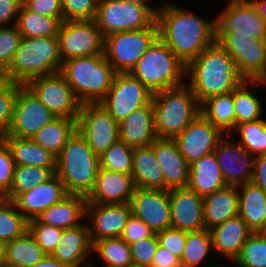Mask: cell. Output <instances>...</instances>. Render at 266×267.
Masks as SVG:
<instances>
[{
	"label": "cell",
	"instance_id": "cell-62",
	"mask_svg": "<svg viewBox=\"0 0 266 267\" xmlns=\"http://www.w3.org/2000/svg\"><path fill=\"white\" fill-rule=\"evenodd\" d=\"M4 251H5V244L0 242V267H5Z\"/></svg>",
	"mask_w": 266,
	"mask_h": 267
},
{
	"label": "cell",
	"instance_id": "cell-36",
	"mask_svg": "<svg viewBox=\"0 0 266 267\" xmlns=\"http://www.w3.org/2000/svg\"><path fill=\"white\" fill-rule=\"evenodd\" d=\"M200 113L225 135L235 130V106L233 91L212 96L200 104Z\"/></svg>",
	"mask_w": 266,
	"mask_h": 267
},
{
	"label": "cell",
	"instance_id": "cell-56",
	"mask_svg": "<svg viewBox=\"0 0 266 267\" xmlns=\"http://www.w3.org/2000/svg\"><path fill=\"white\" fill-rule=\"evenodd\" d=\"M252 183L259 186L266 193V155L254 158Z\"/></svg>",
	"mask_w": 266,
	"mask_h": 267
},
{
	"label": "cell",
	"instance_id": "cell-46",
	"mask_svg": "<svg viewBox=\"0 0 266 267\" xmlns=\"http://www.w3.org/2000/svg\"><path fill=\"white\" fill-rule=\"evenodd\" d=\"M28 230L47 255H52L62 237L63 229L41 223L37 218L28 221Z\"/></svg>",
	"mask_w": 266,
	"mask_h": 267
},
{
	"label": "cell",
	"instance_id": "cell-54",
	"mask_svg": "<svg viewBox=\"0 0 266 267\" xmlns=\"http://www.w3.org/2000/svg\"><path fill=\"white\" fill-rule=\"evenodd\" d=\"M22 5L42 16L63 17L61 0H22Z\"/></svg>",
	"mask_w": 266,
	"mask_h": 267
},
{
	"label": "cell",
	"instance_id": "cell-19",
	"mask_svg": "<svg viewBox=\"0 0 266 267\" xmlns=\"http://www.w3.org/2000/svg\"><path fill=\"white\" fill-rule=\"evenodd\" d=\"M131 214L130 203H86L85 219L89 220L87 224L92 244L101 239L120 237Z\"/></svg>",
	"mask_w": 266,
	"mask_h": 267
},
{
	"label": "cell",
	"instance_id": "cell-31",
	"mask_svg": "<svg viewBox=\"0 0 266 267\" xmlns=\"http://www.w3.org/2000/svg\"><path fill=\"white\" fill-rule=\"evenodd\" d=\"M86 196L68 194L60 202L44 210L36 218L45 224L62 229L72 228L85 219Z\"/></svg>",
	"mask_w": 266,
	"mask_h": 267
},
{
	"label": "cell",
	"instance_id": "cell-33",
	"mask_svg": "<svg viewBox=\"0 0 266 267\" xmlns=\"http://www.w3.org/2000/svg\"><path fill=\"white\" fill-rule=\"evenodd\" d=\"M4 140L11 150L15 165L56 167V156L32 138L7 136Z\"/></svg>",
	"mask_w": 266,
	"mask_h": 267
},
{
	"label": "cell",
	"instance_id": "cell-37",
	"mask_svg": "<svg viewBox=\"0 0 266 267\" xmlns=\"http://www.w3.org/2000/svg\"><path fill=\"white\" fill-rule=\"evenodd\" d=\"M76 130L77 119L56 117L37 131L32 139L57 157Z\"/></svg>",
	"mask_w": 266,
	"mask_h": 267
},
{
	"label": "cell",
	"instance_id": "cell-10",
	"mask_svg": "<svg viewBox=\"0 0 266 267\" xmlns=\"http://www.w3.org/2000/svg\"><path fill=\"white\" fill-rule=\"evenodd\" d=\"M216 42L231 56L244 79L266 78V40L244 34H216Z\"/></svg>",
	"mask_w": 266,
	"mask_h": 267
},
{
	"label": "cell",
	"instance_id": "cell-1",
	"mask_svg": "<svg viewBox=\"0 0 266 267\" xmlns=\"http://www.w3.org/2000/svg\"><path fill=\"white\" fill-rule=\"evenodd\" d=\"M156 22L158 37L185 65L216 41L215 19L207 20L175 3L162 5Z\"/></svg>",
	"mask_w": 266,
	"mask_h": 267
},
{
	"label": "cell",
	"instance_id": "cell-27",
	"mask_svg": "<svg viewBox=\"0 0 266 267\" xmlns=\"http://www.w3.org/2000/svg\"><path fill=\"white\" fill-rule=\"evenodd\" d=\"M213 252L223 256L226 261H235L252 231L240 216L226 220L211 230Z\"/></svg>",
	"mask_w": 266,
	"mask_h": 267
},
{
	"label": "cell",
	"instance_id": "cell-66",
	"mask_svg": "<svg viewBox=\"0 0 266 267\" xmlns=\"http://www.w3.org/2000/svg\"><path fill=\"white\" fill-rule=\"evenodd\" d=\"M128 267H145V266H138V265H130Z\"/></svg>",
	"mask_w": 266,
	"mask_h": 267
},
{
	"label": "cell",
	"instance_id": "cell-7",
	"mask_svg": "<svg viewBox=\"0 0 266 267\" xmlns=\"http://www.w3.org/2000/svg\"><path fill=\"white\" fill-rule=\"evenodd\" d=\"M130 73L154 94L184 84L186 65L158 37Z\"/></svg>",
	"mask_w": 266,
	"mask_h": 267
},
{
	"label": "cell",
	"instance_id": "cell-30",
	"mask_svg": "<svg viewBox=\"0 0 266 267\" xmlns=\"http://www.w3.org/2000/svg\"><path fill=\"white\" fill-rule=\"evenodd\" d=\"M238 216L252 232H261L266 224V193L252 182L238 186Z\"/></svg>",
	"mask_w": 266,
	"mask_h": 267
},
{
	"label": "cell",
	"instance_id": "cell-55",
	"mask_svg": "<svg viewBox=\"0 0 266 267\" xmlns=\"http://www.w3.org/2000/svg\"><path fill=\"white\" fill-rule=\"evenodd\" d=\"M21 5L22 0H0V27L16 25Z\"/></svg>",
	"mask_w": 266,
	"mask_h": 267
},
{
	"label": "cell",
	"instance_id": "cell-20",
	"mask_svg": "<svg viewBox=\"0 0 266 267\" xmlns=\"http://www.w3.org/2000/svg\"><path fill=\"white\" fill-rule=\"evenodd\" d=\"M130 205L132 214L154 233L171 228L169 190L135 188Z\"/></svg>",
	"mask_w": 266,
	"mask_h": 267
},
{
	"label": "cell",
	"instance_id": "cell-60",
	"mask_svg": "<svg viewBox=\"0 0 266 267\" xmlns=\"http://www.w3.org/2000/svg\"><path fill=\"white\" fill-rule=\"evenodd\" d=\"M130 3L138 4L140 6L147 7L155 16L158 15V12L160 11L161 7H151L148 3H151V0H124Z\"/></svg>",
	"mask_w": 266,
	"mask_h": 267
},
{
	"label": "cell",
	"instance_id": "cell-52",
	"mask_svg": "<svg viewBox=\"0 0 266 267\" xmlns=\"http://www.w3.org/2000/svg\"><path fill=\"white\" fill-rule=\"evenodd\" d=\"M156 236L160 246L181 259L186 241V232L171 227L156 233Z\"/></svg>",
	"mask_w": 266,
	"mask_h": 267
},
{
	"label": "cell",
	"instance_id": "cell-8",
	"mask_svg": "<svg viewBox=\"0 0 266 267\" xmlns=\"http://www.w3.org/2000/svg\"><path fill=\"white\" fill-rule=\"evenodd\" d=\"M158 38V25L104 37L103 54L116 73H130Z\"/></svg>",
	"mask_w": 266,
	"mask_h": 267
},
{
	"label": "cell",
	"instance_id": "cell-50",
	"mask_svg": "<svg viewBox=\"0 0 266 267\" xmlns=\"http://www.w3.org/2000/svg\"><path fill=\"white\" fill-rule=\"evenodd\" d=\"M159 245L156 233L130 244L133 265L150 267Z\"/></svg>",
	"mask_w": 266,
	"mask_h": 267
},
{
	"label": "cell",
	"instance_id": "cell-43",
	"mask_svg": "<svg viewBox=\"0 0 266 267\" xmlns=\"http://www.w3.org/2000/svg\"><path fill=\"white\" fill-rule=\"evenodd\" d=\"M239 134L237 142L254 157L266 155V119L261 118L252 122H245L236 127Z\"/></svg>",
	"mask_w": 266,
	"mask_h": 267
},
{
	"label": "cell",
	"instance_id": "cell-23",
	"mask_svg": "<svg viewBox=\"0 0 266 267\" xmlns=\"http://www.w3.org/2000/svg\"><path fill=\"white\" fill-rule=\"evenodd\" d=\"M92 248L88 224L81 223L63 229L62 237L51 256L67 267H91L92 262L87 259L92 255Z\"/></svg>",
	"mask_w": 266,
	"mask_h": 267
},
{
	"label": "cell",
	"instance_id": "cell-9",
	"mask_svg": "<svg viewBox=\"0 0 266 267\" xmlns=\"http://www.w3.org/2000/svg\"><path fill=\"white\" fill-rule=\"evenodd\" d=\"M94 22L102 36L107 37L149 28L156 22V16L147 7L124 0H98Z\"/></svg>",
	"mask_w": 266,
	"mask_h": 267
},
{
	"label": "cell",
	"instance_id": "cell-39",
	"mask_svg": "<svg viewBox=\"0 0 266 267\" xmlns=\"http://www.w3.org/2000/svg\"><path fill=\"white\" fill-rule=\"evenodd\" d=\"M92 254L104 262L103 267H128L133 265L130 245L121 237L105 238L93 243Z\"/></svg>",
	"mask_w": 266,
	"mask_h": 267
},
{
	"label": "cell",
	"instance_id": "cell-28",
	"mask_svg": "<svg viewBox=\"0 0 266 267\" xmlns=\"http://www.w3.org/2000/svg\"><path fill=\"white\" fill-rule=\"evenodd\" d=\"M238 186H230L214 191L203 197V219L205 229L222 224L238 216Z\"/></svg>",
	"mask_w": 266,
	"mask_h": 267
},
{
	"label": "cell",
	"instance_id": "cell-17",
	"mask_svg": "<svg viewBox=\"0 0 266 267\" xmlns=\"http://www.w3.org/2000/svg\"><path fill=\"white\" fill-rule=\"evenodd\" d=\"M216 34H244L258 40H266V21L253 3L225 5L215 17Z\"/></svg>",
	"mask_w": 266,
	"mask_h": 267
},
{
	"label": "cell",
	"instance_id": "cell-35",
	"mask_svg": "<svg viewBox=\"0 0 266 267\" xmlns=\"http://www.w3.org/2000/svg\"><path fill=\"white\" fill-rule=\"evenodd\" d=\"M46 255L28 230L5 244L4 263L5 267H32Z\"/></svg>",
	"mask_w": 266,
	"mask_h": 267
},
{
	"label": "cell",
	"instance_id": "cell-38",
	"mask_svg": "<svg viewBox=\"0 0 266 267\" xmlns=\"http://www.w3.org/2000/svg\"><path fill=\"white\" fill-rule=\"evenodd\" d=\"M63 21V17L42 16L29 11L21 5L17 15L16 26L22 37H58L59 29Z\"/></svg>",
	"mask_w": 266,
	"mask_h": 267
},
{
	"label": "cell",
	"instance_id": "cell-14",
	"mask_svg": "<svg viewBox=\"0 0 266 267\" xmlns=\"http://www.w3.org/2000/svg\"><path fill=\"white\" fill-rule=\"evenodd\" d=\"M77 130L97 156L119 139V123L99 103L81 105Z\"/></svg>",
	"mask_w": 266,
	"mask_h": 267
},
{
	"label": "cell",
	"instance_id": "cell-51",
	"mask_svg": "<svg viewBox=\"0 0 266 267\" xmlns=\"http://www.w3.org/2000/svg\"><path fill=\"white\" fill-rule=\"evenodd\" d=\"M15 162L4 139H0V193L5 196L13 183Z\"/></svg>",
	"mask_w": 266,
	"mask_h": 267
},
{
	"label": "cell",
	"instance_id": "cell-15",
	"mask_svg": "<svg viewBox=\"0 0 266 267\" xmlns=\"http://www.w3.org/2000/svg\"><path fill=\"white\" fill-rule=\"evenodd\" d=\"M56 116L46 108L32 91L23 85L18 90L12 124L7 136L32 138L37 131Z\"/></svg>",
	"mask_w": 266,
	"mask_h": 267
},
{
	"label": "cell",
	"instance_id": "cell-24",
	"mask_svg": "<svg viewBox=\"0 0 266 267\" xmlns=\"http://www.w3.org/2000/svg\"><path fill=\"white\" fill-rule=\"evenodd\" d=\"M67 195L63 182L54 174L47 181L19 194L13 202L17 209L30 220L60 202Z\"/></svg>",
	"mask_w": 266,
	"mask_h": 267
},
{
	"label": "cell",
	"instance_id": "cell-58",
	"mask_svg": "<svg viewBox=\"0 0 266 267\" xmlns=\"http://www.w3.org/2000/svg\"><path fill=\"white\" fill-rule=\"evenodd\" d=\"M13 83L10 73L6 69H0V94L5 92Z\"/></svg>",
	"mask_w": 266,
	"mask_h": 267
},
{
	"label": "cell",
	"instance_id": "cell-53",
	"mask_svg": "<svg viewBox=\"0 0 266 267\" xmlns=\"http://www.w3.org/2000/svg\"><path fill=\"white\" fill-rule=\"evenodd\" d=\"M153 234L154 232L145 222L131 214L120 237L130 245L140 239L151 237Z\"/></svg>",
	"mask_w": 266,
	"mask_h": 267
},
{
	"label": "cell",
	"instance_id": "cell-61",
	"mask_svg": "<svg viewBox=\"0 0 266 267\" xmlns=\"http://www.w3.org/2000/svg\"><path fill=\"white\" fill-rule=\"evenodd\" d=\"M252 3L256 7L258 13L266 21V0H253Z\"/></svg>",
	"mask_w": 266,
	"mask_h": 267
},
{
	"label": "cell",
	"instance_id": "cell-41",
	"mask_svg": "<svg viewBox=\"0 0 266 267\" xmlns=\"http://www.w3.org/2000/svg\"><path fill=\"white\" fill-rule=\"evenodd\" d=\"M213 252V243L210 230L203 229L186 233V241L180 262L187 267H199L206 262L207 256ZM218 265H206L204 267H216Z\"/></svg>",
	"mask_w": 266,
	"mask_h": 267
},
{
	"label": "cell",
	"instance_id": "cell-12",
	"mask_svg": "<svg viewBox=\"0 0 266 267\" xmlns=\"http://www.w3.org/2000/svg\"><path fill=\"white\" fill-rule=\"evenodd\" d=\"M26 86L56 117L78 118L82 104L60 72L34 78Z\"/></svg>",
	"mask_w": 266,
	"mask_h": 267
},
{
	"label": "cell",
	"instance_id": "cell-5",
	"mask_svg": "<svg viewBox=\"0 0 266 267\" xmlns=\"http://www.w3.org/2000/svg\"><path fill=\"white\" fill-rule=\"evenodd\" d=\"M154 128L158 138L173 139L199 114L200 103L184 83L152 94Z\"/></svg>",
	"mask_w": 266,
	"mask_h": 267
},
{
	"label": "cell",
	"instance_id": "cell-4",
	"mask_svg": "<svg viewBox=\"0 0 266 267\" xmlns=\"http://www.w3.org/2000/svg\"><path fill=\"white\" fill-rule=\"evenodd\" d=\"M60 73L82 105L100 103L116 74L104 54L68 59Z\"/></svg>",
	"mask_w": 266,
	"mask_h": 267
},
{
	"label": "cell",
	"instance_id": "cell-59",
	"mask_svg": "<svg viewBox=\"0 0 266 267\" xmlns=\"http://www.w3.org/2000/svg\"><path fill=\"white\" fill-rule=\"evenodd\" d=\"M32 267H67L60 261L54 259L51 255H46L41 261Z\"/></svg>",
	"mask_w": 266,
	"mask_h": 267
},
{
	"label": "cell",
	"instance_id": "cell-11",
	"mask_svg": "<svg viewBox=\"0 0 266 267\" xmlns=\"http://www.w3.org/2000/svg\"><path fill=\"white\" fill-rule=\"evenodd\" d=\"M152 93L131 73H116L111 88L99 103L118 123L131 112L147 106Z\"/></svg>",
	"mask_w": 266,
	"mask_h": 267
},
{
	"label": "cell",
	"instance_id": "cell-47",
	"mask_svg": "<svg viewBox=\"0 0 266 267\" xmlns=\"http://www.w3.org/2000/svg\"><path fill=\"white\" fill-rule=\"evenodd\" d=\"M16 25L0 27V69H8L21 42Z\"/></svg>",
	"mask_w": 266,
	"mask_h": 267
},
{
	"label": "cell",
	"instance_id": "cell-2",
	"mask_svg": "<svg viewBox=\"0 0 266 267\" xmlns=\"http://www.w3.org/2000/svg\"><path fill=\"white\" fill-rule=\"evenodd\" d=\"M186 78L200 104L212 96L234 91L245 80L234 60L216 41L186 65Z\"/></svg>",
	"mask_w": 266,
	"mask_h": 267
},
{
	"label": "cell",
	"instance_id": "cell-64",
	"mask_svg": "<svg viewBox=\"0 0 266 267\" xmlns=\"http://www.w3.org/2000/svg\"><path fill=\"white\" fill-rule=\"evenodd\" d=\"M171 267H187V266L184 265L182 262H179L178 264L171 266Z\"/></svg>",
	"mask_w": 266,
	"mask_h": 267
},
{
	"label": "cell",
	"instance_id": "cell-21",
	"mask_svg": "<svg viewBox=\"0 0 266 267\" xmlns=\"http://www.w3.org/2000/svg\"><path fill=\"white\" fill-rule=\"evenodd\" d=\"M171 227L183 232L205 229L203 219V196L186 188L169 190Z\"/></svg>",
	"mask_w": 266,
	"mask_h": 267
},
{
	"label": "cell",
	"instance_id": "cell-18",
	"mask_svg": "<svg viewBox=\"0 0 266 267\" xmlns=\"http://www.w3.org/2000/svg\"><path fill=\"white\" fill-rule=\"evenodd\" d=\"M230 138L232 135H225L219 141L214 154L226 184L240 186L251 182L255 157Z\"/></svg>",
	"mask_w": 266,
	"mask_h": 267
},
{
	"label": "cell",
	"instance_id": "cell-29",
	"mask_svg": "<svg viewBox=\"0 0 266 267\" xmlns=\"http://www.w3.org/2000/svg\"><path fill=\"white\" fill-rule=\"evenodd\" d=\"M226 186L214 152L190 164L187 187L198 195L204 197Z\"/></svg>",
	"mask_w": 266,
	"mask_h": 267
},
{
	"label": "cell",
	"instance_id": "cell-48",
	"mask_svg": "<svg viewBox=\"0 0 266 267\" xmlns=\"http://www.w3.org/2000/svg\"><path fill=\"white\" fill-rule=\"evenodd\" d=\"M22 86V84L13 83L5 92L0 94V139H4L9 133L18 90Z\"/></svg>",
	"mask_w": 266,
	"mask_h": 267
},
{
	"label": "cell",
	"instance_id": "cell-26",
	"mask_svg": "<svg viewBox=\"0 0 266 267\" xmlns=\"http://www.w3.org/2000/svg\"><path fill=\"white\" fill-rule=\"evenodd\" d=\"M119 138L132 148L149 146L158 138L152 102L134 110L119 123Z\"/></svg>",
	"mask_w": 266,
	"mask_h": 267
},
{
	"label": "cell",
	"instance_id": "cell-6",
	"mask_svg": "<svg viewBox=\"0 0 266 267\" xmlns=\"http://www.w3.org/2000/svg\"><path fill=\"white\" fill-rule=\"evenodd\" d=\"M62 65L58 37H22L7 71L14 83L26 85L34 78L59 73Z\"/></svg>",
	"mask_w": 266,
	"mask_h": 267
},
{
	"label": "cell",
	"instance_id": "cell-16",
	"mask_svg": "<svg viewBox=\"0 0 266 267\" xmlns=\"http://www.w3.org/2000/svg\"><path fill=\"white\" fill-rule=\"evenodd\" d=\"M225 134L201 113L173 138L179 152L190 165L204 155L212 153Z\"/></svg>",
	"mask_w": 266,
	"mask_h": 267
},
{
	"label": "cell",
	"instance_id": "cell-67",
	"mask_svg": "<svg viewBox=\"0 0 266 267\" xmlns=\"http://www.w3.org/2000/svg\"><path fill=\"white\" fill-rule=\"evenodd\" d=\"M4 199V196L0 193V201Z\"/></svg>",
	"mask_w": 266,
	"mask_h": 267
},
{
	"label": "cell",
	"instance_id": "cell-22",
	"mask_svg": "<svg viewBox=\"0 0 266 267\" xmlns=\"http://www.w3.org/2000/svg\"><path fill=\"white\" fill-rule=\"evenodd\" d=\"M135 188L131 175L99 168L94 186L86 196V203H130Z\"/></svg>",
	"mask_w": 266,
	"mask_h": 267
},
{
	"label": "cell",
	"instance_id": "cell-32",
	"mask_svg": "<svg viewBox=\"0 0 266 267\" xmlns=\"http://www.w3.org/2000/svg\"><path fill=\"white\" fill-rule=\"evenodd\" d=\"M132 177L136 188L165 189V178L151 145L133 148Z\"/></svg>",
	"mask_w": 266,
	"mask_h": 267
},
{
	"label": "cell",
	"instance_id": "cell-13",
	"mask_svg": "<svg viewBox=\"0 0 266 267\" xmlns=\"http://www.w3.org/2000/svg\"><path fill=\"white\" fill-rule=\"evenodd\" d=\"M58 39L63 62L103 54L104 37L94 20L63 21Z\"/></svg>",
	"mask_w": 266,
	"mask_h": 267
},
{
	"label": "cell",
	"instance_id": "cell-40",
	"mask_svg": "<svg viewBox=\"0 0 266 267\" xmlns=\"http://www.w3.org/2000/svg\"><path fill=\"white\" fill-rule=\"evenodd\" d=\"M55 171L56 167L16 165L12 186L4 198L13 201L19 194L47 181Z\"/></svg>",
	"mask_w": 266,
	"mask_h": 267
},
{
	"label": "cell",
	"instance_id": "cell-65",
	"mask_svg": "<svg viewBox=\"0 0 266 267\" xmlns=\"http://www.w3.org/2000/svg\"><path fill=\"white\" fill-rule=\"evenodd\" d=\"M261 233L266 236V224H265V227L262 229Z\"/></svg>",
	"mask_w": 266,
	"mask_h": 267
},
{
	"label": "cell",
	"instance_id": "cell-44",
	"mask_svg": "<svg viewBox=\"0 0 266 267\" xmlns=\"http://www.w3.org/2000/svg\"><path fill=\"white\" fill-rule=\"evenodd\" d=\"M133 148L120 138L99 156L100 168L132 175Z\"/></svg>",
	"mask_w": 266,
	"mask_h": 267
},
{
	"label": "cell",
	"instance_id": "cell-49",
	"mask_svg": "<svg viewBox=\"0 0 266 267\" xmlns=\"http://www.w3.org/2000/svg\"><path fill=\"white\" fill-rule=\"evenodd\" d=\"M98 0H61L64 21L94 20Z\"/></svg>",
	"mask_w": 266,
	"mask_h": 267
},
{
	"label": "cell",
	"instance_id": "cell-63",
	"mask_svg": "<svg viewBox=\"0 0 266 267\" xmlns=\"http://www.w3.org/2000/svg\"><path fill=\"white\" fill-rule=\"evenodd\" d=\"M253 0H229L227 4L231 3H252Z\"/></svg>",
	"mask_w": 266,
	"mask_h": 267
},
{
	"label": "cell",
	"instance_id": "cell-45",
	"mask_svg": "<svg viewBox=\"0 0 266 267\" xmlns=\"http://www.w3.org/2000/svg\"><path fill=\"white\" fill-rule=\"evenodd\" d=\"M233 263L235 267H266V236L252 232Z\"/></svg>",
	"mask_w": 266,
	"mask_h": 267
},
{
	"label": "cell",
	"instance_id": "cell-57",
	"mask_svg": "<svg viewBox=\"0 0 266 267\" xmlns=\"http://www.w3.org/2000/svg\"><path fill=\"white\" fill-rule=\"evenodd\" d=\"M180 262V259L166 248L158 245L150 267H171Z\"/></svg>",
	"mask_w": 266,
	"mask_h": 267
},
{
	"label": "cell",
	"instance_id": "cell-42",
	"mask_svg": "<svg viewBox=\"0 0 266 267\" xmlns=\"http://www.w3.org/2000/svg\"><path fill=\"white\" fill-rule=\"evenodd\" d=\"M28 219L17 209L13 201H0V242L6 244L28 231Z\"/></svg>",
	"mask_w": 266,
	"mask_h": 267
},
{
	"label": "cell",
	"instance_id": "cell-3",
	"mask_svg": "<svg viewBox=\"0 0 266 267\" xmlns=\"http://www.w3.org/2000/svg\"><path fill=\"white\" fill-rule=\"evenodd\" d=\"M100 168L99 156L76 130L56 157L55 174L68 194L87 196L92 190Z\"/></svg>",
	"mask_w": 266,
	"mask_h": 267
},
{
	"label": "cell",
	"instance_id": "cell-25",
	"mask_svg": "<svg viewBox=\"0 0 266 267\" xmlns=\"http://www.w3.org/2000/svg\"><path fill=\"white\" fill-rule=\"evenodd\" d=\"M151 146L165 178V190L186 188L189 182V164L179 152L173 139L157 138Z\"/></svg>",
	"mask_w": 266,
	"mask_h": 267
},
{
	"label": "cell",
	"instance_id": "cell-34",
	"mask_svg": "<svg viewBox=\"0 0 266 267\" xmlns=\"http://www.w3.org/2000/svg\"><path fill=\"white\" fill-rule=\"evenodd\" d=\"M266 85L264 80L245 79L234 91L235 129L245 122H252L263 118V105L258 95L250 89L252 86ZM251 86V87H250Z\"/></svg>",
	"mask_w": 266,
	"mask_h": 267
}]
</instances>
